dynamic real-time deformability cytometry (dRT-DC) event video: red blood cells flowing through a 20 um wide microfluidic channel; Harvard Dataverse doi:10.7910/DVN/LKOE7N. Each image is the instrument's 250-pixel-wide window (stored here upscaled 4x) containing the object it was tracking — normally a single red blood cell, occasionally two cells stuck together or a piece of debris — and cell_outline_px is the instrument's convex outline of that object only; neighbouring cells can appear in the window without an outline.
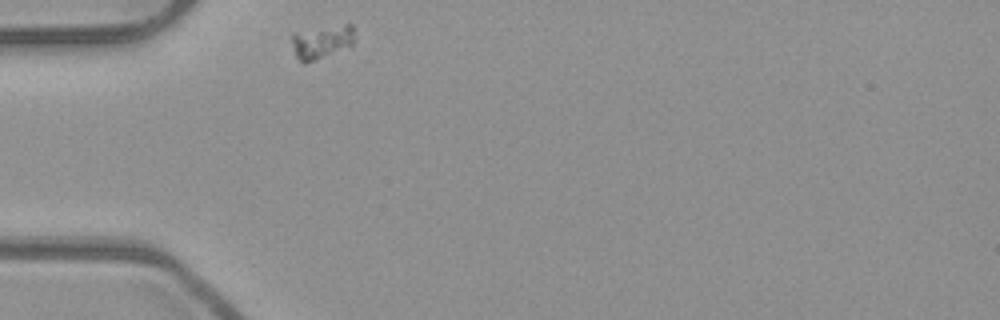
{"species": "common noctule bat (a hibernating species)", "species_latin": "Nyctalus noctula", "temperature_condition": "room temperature", "stored_images_in_passage": 31, "camera_frame_rate_fps": 3000, "um_per_image_px": 0.085, "animal": {"sex": "male", "body_mass_g": 23.1, "forearm_length_mm": 52.7}, "frame": {"image": 1, "passage_image": 1, "time_ms": 0.0, "image_size_px": [1000, 320], "cell_outline_px": [[356, 32], [352, 44], [316, 60], [304, 64], [296, 56], [292, 40], [292, 32], [344, 24], [352, 24], [356, 28]], "centroid_in_image_um": [27.37, 3.52], "position_along_channel_um": 57.6, "area_um2": 12.2}}
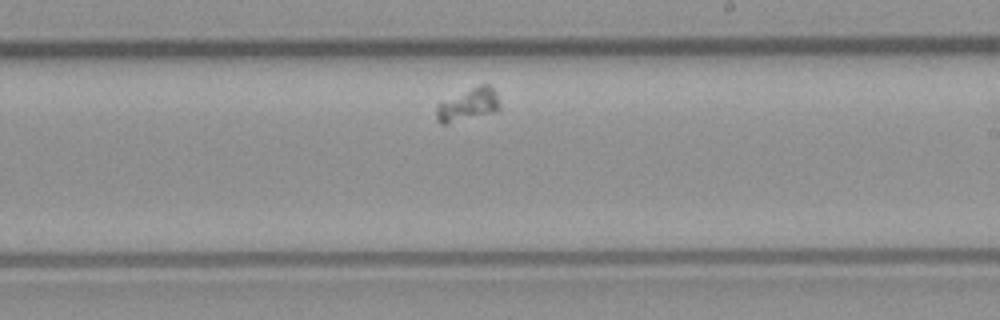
{"frame": {"image": 2, "passage_image": 18, "time_ms": 5.667, "image_size_px": [1000, 320], "cell_outline_px": [[500, 108], [496, 112], [444, 124], [440, 124], [436, 120], [436, 104], [480, 84], [488, 84], [496, 92], [500, 104]], "centroid_in_image_um": [39.8, 8.9], "position_along_channel_um": 249.2, "area_um2": 11.96}}
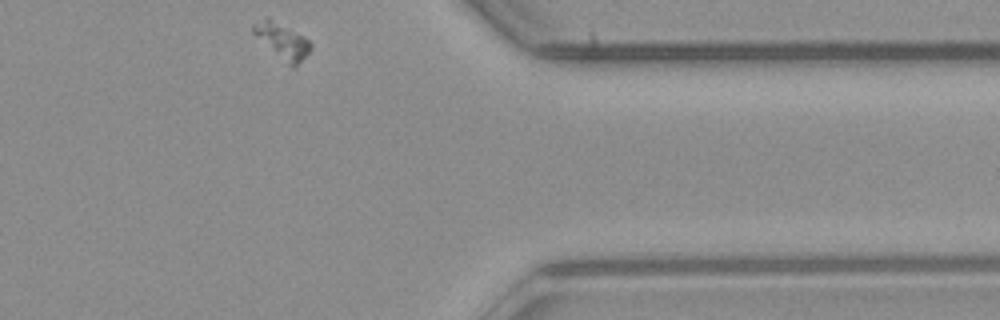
{"frame": {"image": 3, "passage_image": 31, "time_ms": 10.0, "image_size_px": [1000, 320], "cell_outline_px": [[312, 48], [296, 68], [292, 68], [256, 36], [252, 32], [252, 24], [268, 16], [308, 40], [312, 44]], "centroid_in_image_um": [24.0, 3.48], "position_along_channel_um": 387.4, "area_um2": 11.56}}